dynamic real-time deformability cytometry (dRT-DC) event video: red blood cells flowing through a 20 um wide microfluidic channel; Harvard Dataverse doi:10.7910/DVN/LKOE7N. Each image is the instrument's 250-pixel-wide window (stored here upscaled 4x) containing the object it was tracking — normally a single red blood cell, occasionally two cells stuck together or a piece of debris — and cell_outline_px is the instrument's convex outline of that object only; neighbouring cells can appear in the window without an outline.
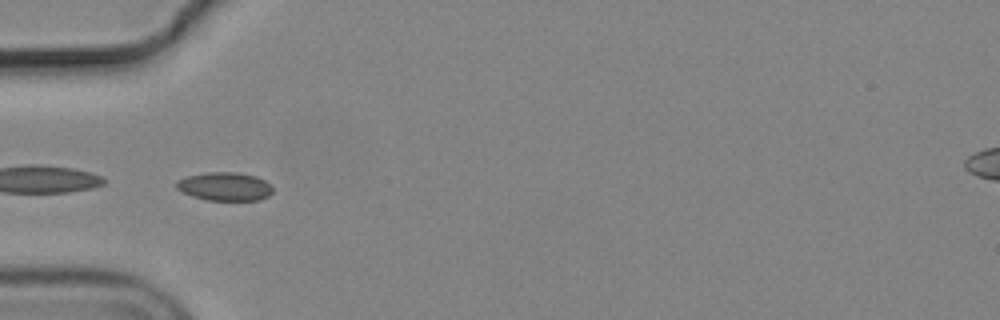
{"species": "common noctule bat (a hibernating species)", "species_latin": "Nyctalus noctula", "temperature_condition": "cold", "stored_images_in_passage": 35, "segment_of_instrument_passage": [2, 2], "camera_frame_rate_fps": 3000, "um_per_image_px": 0.085, "animal": {"sex": "male", "body_mass_g": 19.2, "forearm_length_mm": 51.8}, "frame": {"image": 1, "passage_image": 19, "time_ms": 6.0, "image_size_px": [1000, 320], "cell_outline_px": [[272, 192], [268, 196], [260, 200], [208, 200], [192, 196], [176, 188], [176, 180], [188, 176], [208, 172], [236, 172], [256, 176], [272, 184]], "centroid_in_image_um": [19.13, 15.85], "position_along_channel_um": 65.9, "area_um2": 15.95}}
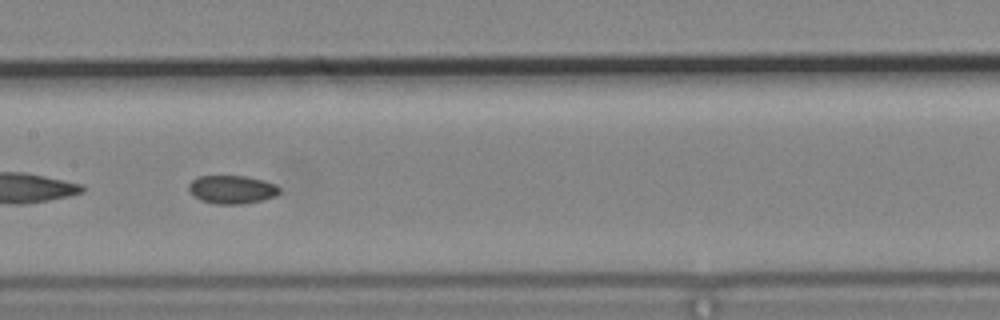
{"frame": {"image": 2, "passage_image": 29, "time_ms": 9.333, "image_size_px": [1000, 320], "cell_outline_px": [[280, 192], [276, 196], [264, 200], [240, 204], [216, 204], [200, 200], [192, 196], [188, 188], [188, 184], [196, 176], [244, 176], [264, 180], [276, 184], [280, 188]], "centroid_in_image_um": [19.71, 16.11], "position_along_channel_um": 187.7, "area_um2": 15.2}}